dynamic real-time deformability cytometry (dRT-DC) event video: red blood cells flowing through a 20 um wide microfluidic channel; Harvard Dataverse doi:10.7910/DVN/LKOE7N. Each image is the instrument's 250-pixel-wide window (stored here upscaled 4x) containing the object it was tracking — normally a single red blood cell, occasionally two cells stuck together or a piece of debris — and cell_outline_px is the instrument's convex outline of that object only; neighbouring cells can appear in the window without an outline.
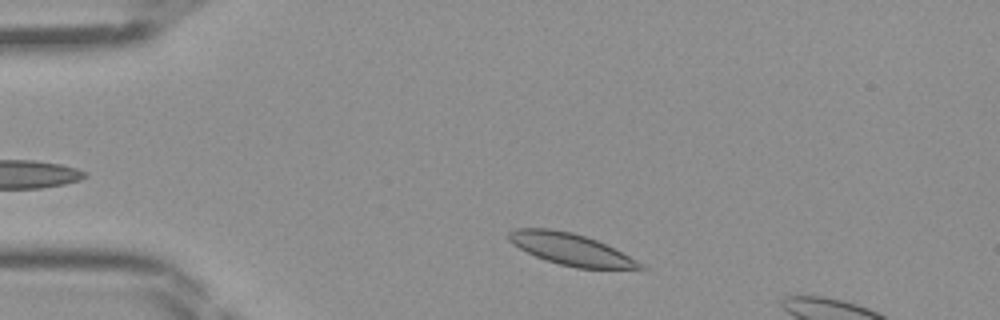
{"species": "Egyptian fruit bat (a non-hibernating species)", "species_latin": "Rousettus aegyptiacus", "temperature_condition": "room temperature", "stored_images_in_passage": 8, "camera_frame_rate_fps": 3000, "um_per_image_px": 0.085, "frame": {"image": 1, "passage_image": 3, "time_ms": 0.667, "image_size_px": [1000, 320], "cell_outline_px": [[648, 268], [576, 268], [560, 264], [536, 256], [512, 244], [508, 240], [508, 232], [516, 228], [548, 228], [572, 232], [596, 240], [644, 264]], "centroid_in_image_um": [48.47, 21.17], "position_along_channel_um": 36.5, "area_um2": 23.7}}